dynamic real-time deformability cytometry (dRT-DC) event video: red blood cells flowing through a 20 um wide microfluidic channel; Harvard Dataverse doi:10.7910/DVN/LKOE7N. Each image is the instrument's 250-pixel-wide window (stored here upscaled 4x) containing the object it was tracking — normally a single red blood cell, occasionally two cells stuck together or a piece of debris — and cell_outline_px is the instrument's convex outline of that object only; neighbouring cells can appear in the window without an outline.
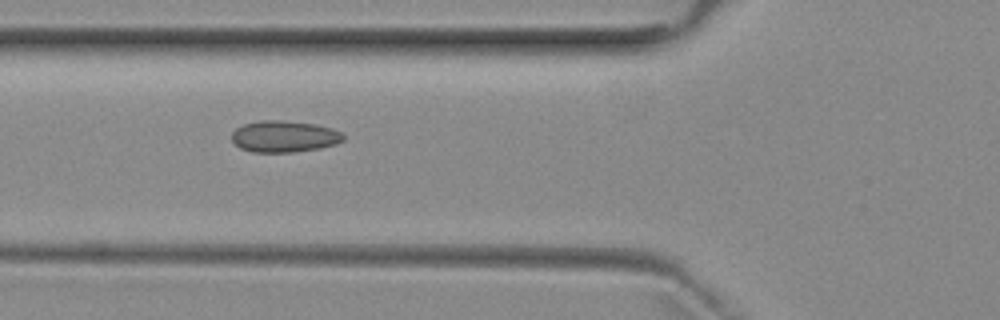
{"species": "common noctule bat (a hibernating species)", "species_latin": "Nyctalus noctula", "temperature_condition": "room temperature", "stored_images_in_passage": 14, "camera_frame_rate_fps": 3000, "um_per_image_px": 0.085, "animal": {"sex": "female", "body_mass_g": 29.2, "forearm_length_mm": 56.3}, "frame": {"image": 1, "passage_image": 5, "time_ms": 5.667, "image_size_px": [1000, 320], "cell_outline_px": [[344, 140], [336, 144], [320, 148], [292, 152], [252, 152], [240, 148], [232, 140], [232, 132], [236, 128], [244, 124], [260, 120], [280, 120], [316, 124], [332, 128], [340, 132], [344, 136]], "centroid_in_image_um": [24.16, 11.59], "position_along_channel_um": 101.6, "area_um2": 20.52}}
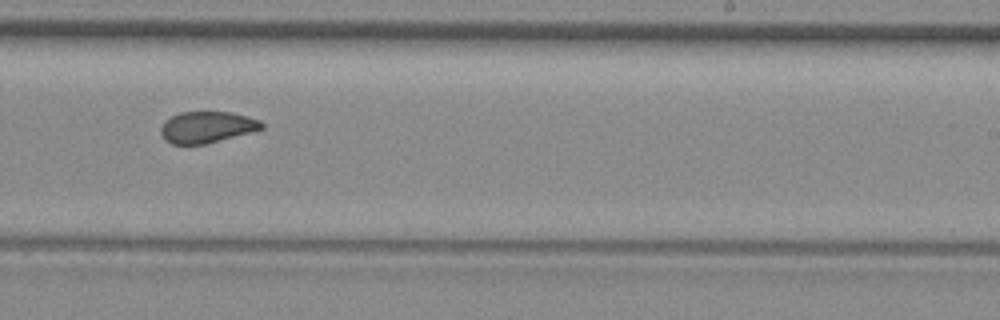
{"frame": {"image": 2, "passage_image": 9, "time_ms": 10.0, "image_size_px": [1000, 320], "cell_outline_px": [[264, 128], [208, 144], [172, 144], [160, 132], [160, 128], [172, 116], [180, 112], [228, 112], [248, 116], [260, 120], [264, 124]], "centroid_in_image_um": [17.63, 10.81], "position_along_channel_um": 271.4, "area_um2": 18.21}}
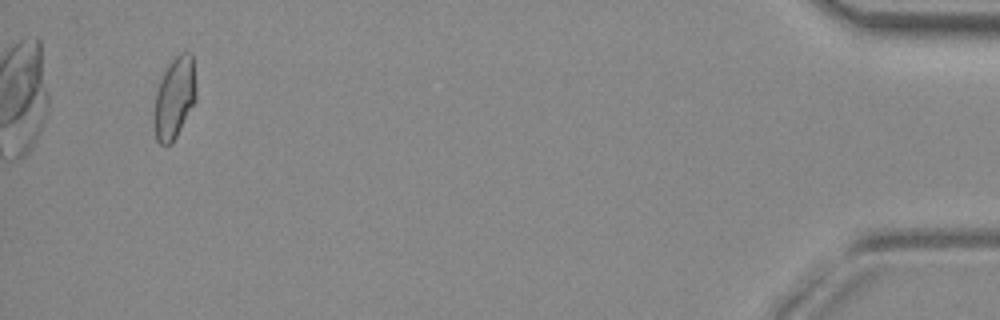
{"frame": {"image": 3, "passage_image": 14, "time_ms": 16.0, "image_size_px": [1000, 320], "cell_outline_px": [[196, 100], [172, 144], [160, 144], [156, 140], [156, 92], [160, 80], [168, 64], [180, 52], [188, 52], [192, 56], [196, 88]], "centroid_in_image_um": [14.86, 8.29], "position_along_channel_um": 420.3, "area_um2": 19.42}}